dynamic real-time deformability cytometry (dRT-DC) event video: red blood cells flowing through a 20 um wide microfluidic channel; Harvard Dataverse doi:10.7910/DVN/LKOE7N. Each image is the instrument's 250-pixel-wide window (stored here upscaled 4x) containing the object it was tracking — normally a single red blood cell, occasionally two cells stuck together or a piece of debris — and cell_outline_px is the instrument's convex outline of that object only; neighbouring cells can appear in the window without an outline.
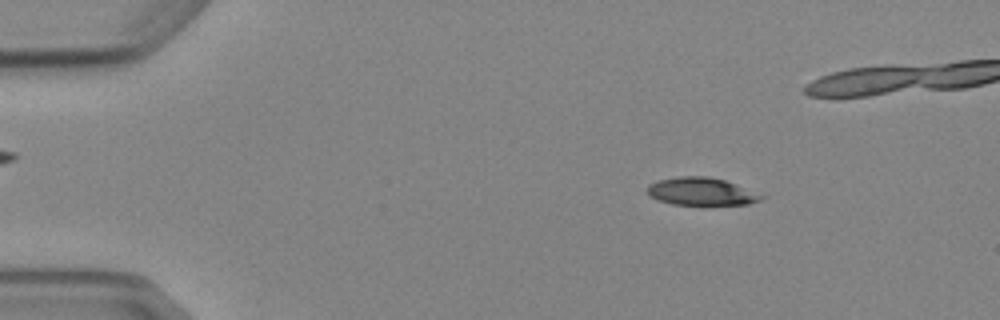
{"species": "Egyptian fruit bat (a non-hibernating species)", "species_latin": "Rousettus aegyptiacus", "temperature_condition": "cold", "stored_images_in_passage": 5, "camera_frame_rate_fps": 3000, "um_per_image_px": 0.085, "animal": {"sex": "female"}, "frame": {"image": 1, "passage_image": 1, "time_ms": 0.0, "image_size_px": [1000, 320], "cell_outline_px": [[768, 196], [760, 200], [748, 204], [672, 204], [656, 200], [648, 192], [648, 184], [660, 180], [680, 176], [708, 176], [724, 180]], "centroid_in_image_um": [59.64, 16.27], "position_along_channel_um": 25.4, "area_um2": 18.21}}
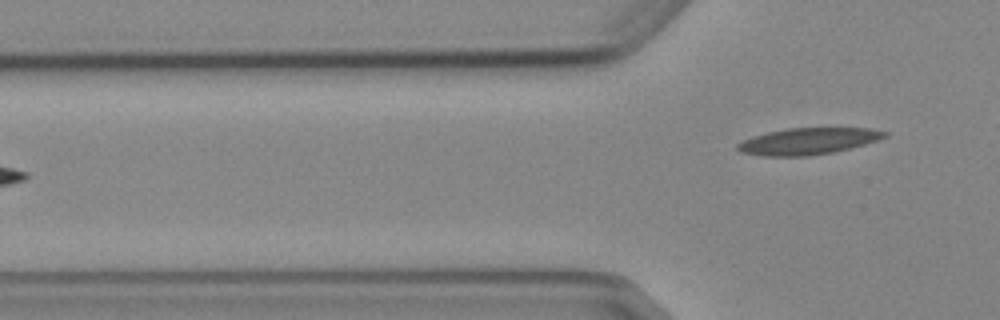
{"frame": {"image": 2, "passage_image": 5, "time_ms": 4.667, "image_size_px": [1000, 320], "cell_outline_px": [[888, 136], [864, 144], [832, 152], [808, 156], [764, 156], [740, 152], [736, 148], [736, 144], [752, 136], [768, 132], [788, 128], [872, 128], [888, 132]], "centroid_in_image_um": [68.67, 12.0], "position_along_channel_um": 57.1, "area_um2": 22.66}}